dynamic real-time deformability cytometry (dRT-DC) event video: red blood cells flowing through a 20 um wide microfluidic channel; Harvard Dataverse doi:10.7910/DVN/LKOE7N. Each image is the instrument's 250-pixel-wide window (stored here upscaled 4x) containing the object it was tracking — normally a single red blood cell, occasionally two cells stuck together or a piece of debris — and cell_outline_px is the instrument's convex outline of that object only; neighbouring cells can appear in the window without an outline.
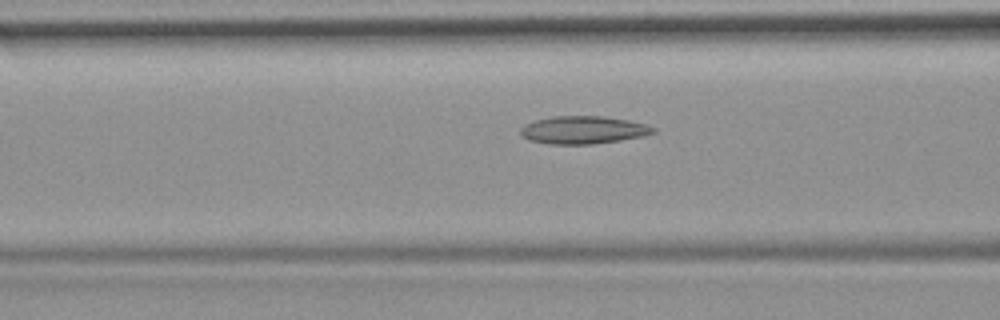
{"species": "common noctule bat (a hibernating species)", "species_latin": "Nyctalus noctula", "temperature_condition": "room temperature", "stored_images_in_passage": 12, "camera_frame_rate_fps": 3000, "um_per_image_px": 0.085, "animal": {"sex": "female", "body_mass_g": 19.9}, "frame": {"image": 1, "passage_image": 10, "time_ms": 3.0, "image_size_px": [1000, 320], "cell_outline_px": [[656, 132], [644, 136], [620, 140], [592, 144], [548, 144], [528, 140], [520, 136], [520, 128], [524, 124], [536, 120], [552, 116], [604, 116], [628, 120], [644, 124], [656, 128]], "centroid_in_image_um": [49.54, 11.05], "position_along_channel_um": 117.1, "area_um2": 21.62}}